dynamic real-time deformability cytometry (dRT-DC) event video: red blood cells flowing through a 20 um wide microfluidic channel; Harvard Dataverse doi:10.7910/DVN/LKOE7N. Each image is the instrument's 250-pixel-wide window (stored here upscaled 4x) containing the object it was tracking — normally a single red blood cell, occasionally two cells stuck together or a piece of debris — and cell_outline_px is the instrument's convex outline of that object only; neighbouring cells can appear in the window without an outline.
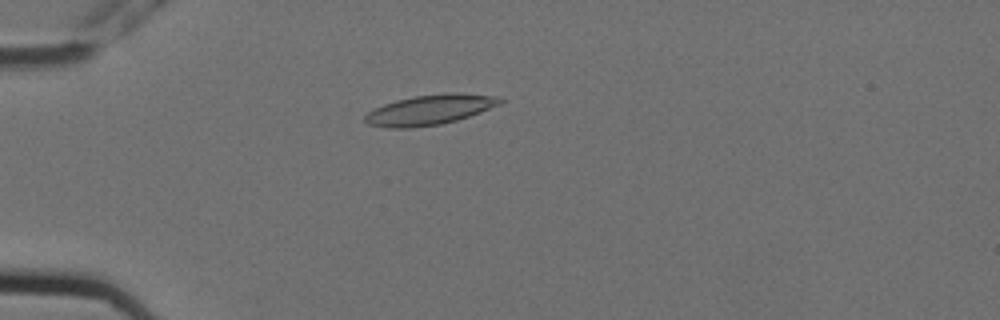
{"species": "Egyptian fruit bat (a non-hibernating species)", "species_latin": "Rousettus aegyptiacus", "temperature_condition": "cold", "stored_images_in_passage": 6, "camera_frame_rate_fps": 3000, "um_per_image_px": 0.085, "animal": {"sex": "female"}, "frame": {"image": 1, "passage_image": 4, "time_ms": 1.0, "image_size_px": [1000, 320], "cell_outline_px": [[504, 100], [500, 104], [480, 112], [456, 120], [440, 124], [412, 128], [388, 128], [368, 124], [364, 120], [364, 116], [368, 112], [384, 104], [396, 100], [416, 96], [444, 92], [456, 92], [500, 96]], "centroid_in_image_um": [36.55, 9.32], "position_along_channel_um": 48.4, "area_um2": 23.7}}